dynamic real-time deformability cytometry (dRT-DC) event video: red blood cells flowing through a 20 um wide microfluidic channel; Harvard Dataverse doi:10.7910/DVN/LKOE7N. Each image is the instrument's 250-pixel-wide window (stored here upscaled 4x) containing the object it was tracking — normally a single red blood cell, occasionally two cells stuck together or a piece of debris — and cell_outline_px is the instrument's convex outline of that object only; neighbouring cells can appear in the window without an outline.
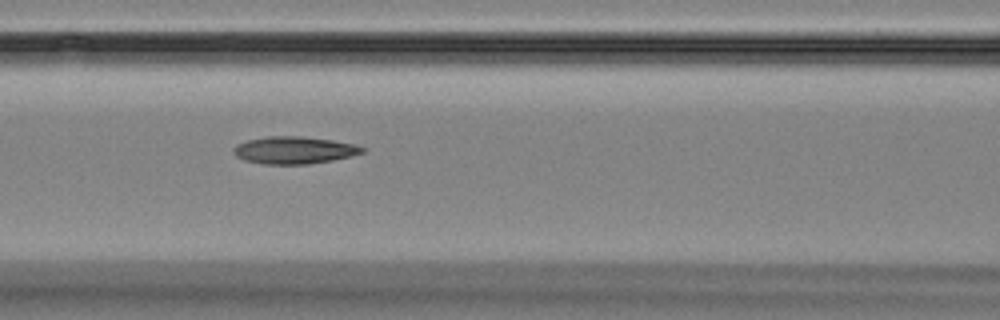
{"species": "Egyptian fruit bat (a non-hibernating species)", "species_latin": "Rousettus aegyptiacus", "temperature_condition": "room temperature", "stored_images_in_passage": 6, "camera_frame_rate_fps": 3000, "um_per_image_px": 0.085, "animal": {"sex": "female"}, "frame": {"image": 1, "passage_image": 5, "time_ms": 4.667, "image_size_px": [1000, 320], "cell_outline_px": [[364, 152], [352, 156], [332, 160], [308, 164], [264, 164], [244, 160], [236, 156], [232, 152], [232, 148], [236, 144], [248, 140], [268, 136], [300, 136], [332, 140], [352, 144], [364, 148]], "centroid_in_image_um": [24.96, 12.76], "position_along_channel_um": 141.6, "area_um2": 20.4}}
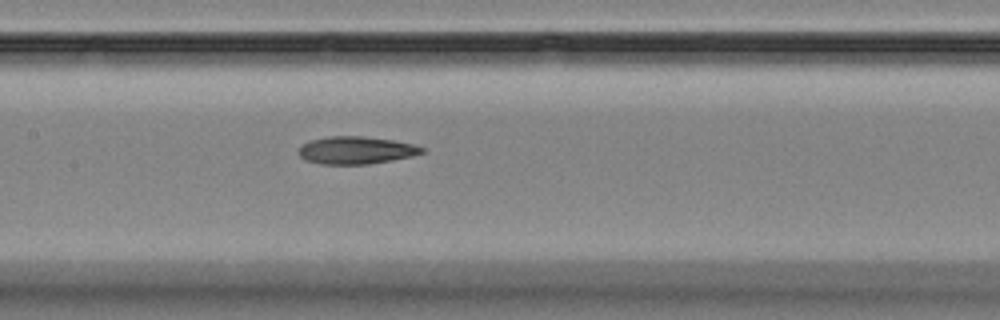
{"frame": {"image": 2, "passage_image": 6, "time_ms": 5.667, "image_size_px": [1000, 320], "cell_outline_px": [[424, 152], [412, 156], [392, 160], [368, 164], [320, 164], [304, 160], [296, 152], [304, 144], [312, 140], [328, 136], [364, 136], [392, 140], [412, 144], [424, 148]], "centroid_in_image_um": [30.24, 12.77], "position_along_channel_um": 177.2, "area_um2": 19.71}}